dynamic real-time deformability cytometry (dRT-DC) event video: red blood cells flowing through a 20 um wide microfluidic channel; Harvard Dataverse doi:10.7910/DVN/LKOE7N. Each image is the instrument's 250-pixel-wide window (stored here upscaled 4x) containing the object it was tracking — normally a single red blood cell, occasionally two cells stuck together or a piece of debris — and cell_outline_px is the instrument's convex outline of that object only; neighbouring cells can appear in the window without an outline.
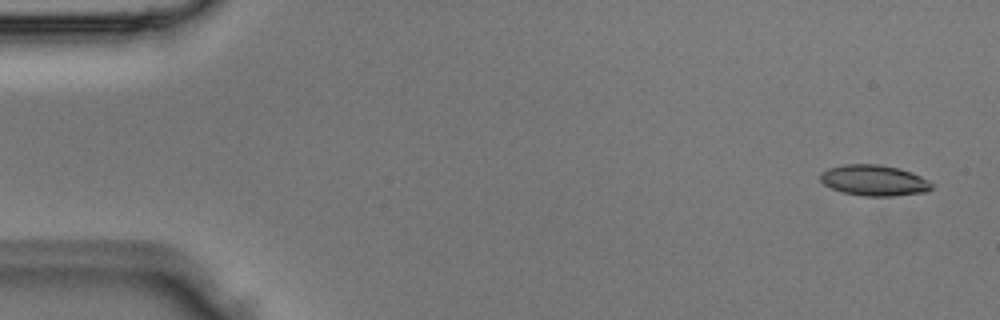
{"species": "Egyptian fruit bat (a non-hibernating species)", "species_latin": "Rousettus aegyptiacus", "temperature_condition": "room temperature", "stored_images_in_passage": 3, "camera_frame_rate_fps": 3000, "um_per_image_px": 0.085, "animal": {"sex": "male"}, "frame": {"image": 1, "passage_image": 1, "time_ms": 0.0, "image_size_px": [1000, 320], "cell_outline_px": [[932, 188], [924, 192], [892, 196], [864, 196], [844, 192], [832, 188], [824, 184], [820, 180], [820, 172], [828, 168], [844, 164], [876, 164], [900, 168], [912, 172], [928, 180], [932, 184]], "centroid_in_image_um": [74.28, 15.32], "position_along_channel_um": 10.7, "area_um2": 19.94}}
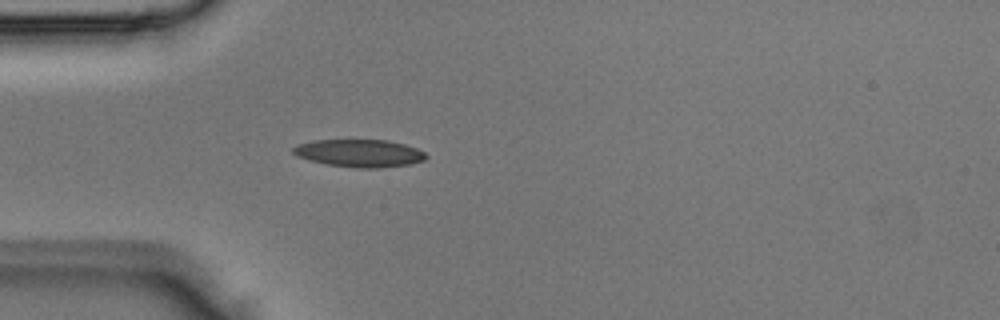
{"frame": {"image": 2, "passage_image": 3, "time_ms": 0.667, "image_size_px": [1000, 320], "cell_outline_px": [[428, 156], [424, 160], [412, 164], [380, 168], [356, 168], [328, 164], [308, 160], [296, 156], [292, 152], [292, 148], [296, 144], [312, 140], [388, 140], [404, 144], [416, 148], [424, 152]], "centroid_in_image_um": [30.53, 13.02], "position_along_channel_um": 54.5, "area_um2": 21.56}}